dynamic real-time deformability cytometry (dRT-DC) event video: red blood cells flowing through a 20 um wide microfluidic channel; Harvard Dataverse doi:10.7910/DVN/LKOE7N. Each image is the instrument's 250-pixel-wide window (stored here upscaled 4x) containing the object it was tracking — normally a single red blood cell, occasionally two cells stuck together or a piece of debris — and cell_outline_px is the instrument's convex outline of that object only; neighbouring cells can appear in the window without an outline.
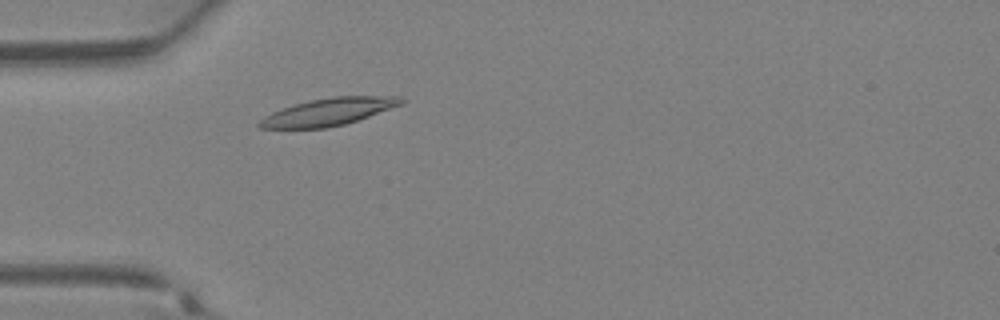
{"species": "Egyptian fruit bat (a non-hibernating species)", "species_latin": "Rousettus aegyptiacus", "temperature_condition": "warm", "stored_images_in_passage": 32, "camera_frame_rate_fps": 3000, "um_per_image_px": 0.085, "animal": {"sex": "female"}, "frame": {"image": 1, "passage_image": 6, "time_ms": 1.667, "image_size_px": [1000, 320], "cell_outline_px": [[404, 104], [344, 124], [324, 128], [260, 128], [256, 124], [264, 116], [280, 108], [312, 100], [332, 96], [400, 96], [404, 100]], "centroid_in_image_um": [27.92, 9.5], "position_along_channel_um": 57.1, "area_um2": 22.37}}
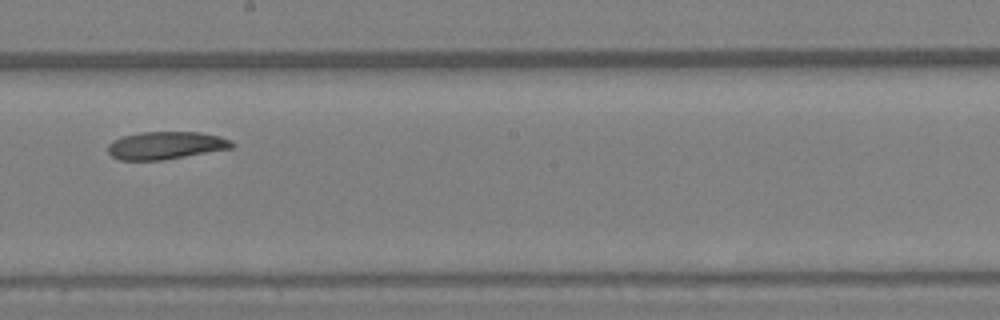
{"frame": {"image": 2, "passage_image": 16, "time_ms": 5.0, "image_size_px": [1000, 320], "cell_outline_px": [[232, 148], [160, 160], [120, 160], [112, 156], [108, 152], [108, 144], [112, 140], [124, 136], [140, 132], [200, 132], [220, 136], [228, 140], [232, 144]], "centroid_in_image_um": [14.03, 12.35], "position_along_channel_um": 234.2, "area_um2": 19.71}}
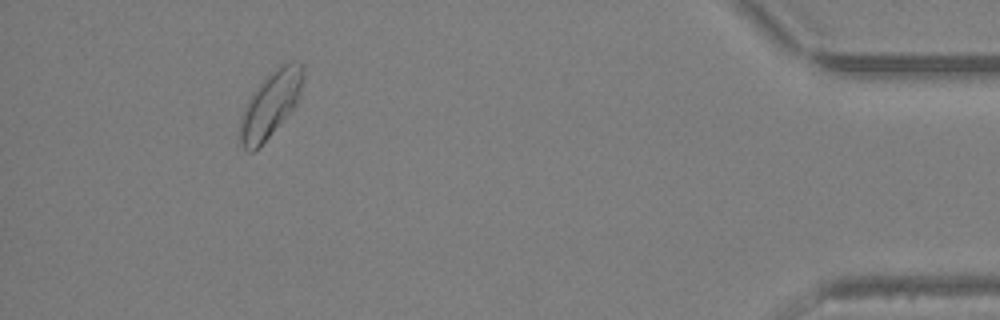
{"frame": {"image": 3, "passage_image": 29, "time_ms": 9.333, "image_size_px": [1000, 320], "cell_outline_px": [[304, 76], [300, 96], [292, 108], [268, 136], [252, 152], [248, 152], [240, 144], [240, 116], [252, 92], [276, 68], [292, 60], [304, 64]], "centroid_in_image_um": [22.99, 8.83], "position_along_channel_um": 412.2, "area_um2": 23.47}}